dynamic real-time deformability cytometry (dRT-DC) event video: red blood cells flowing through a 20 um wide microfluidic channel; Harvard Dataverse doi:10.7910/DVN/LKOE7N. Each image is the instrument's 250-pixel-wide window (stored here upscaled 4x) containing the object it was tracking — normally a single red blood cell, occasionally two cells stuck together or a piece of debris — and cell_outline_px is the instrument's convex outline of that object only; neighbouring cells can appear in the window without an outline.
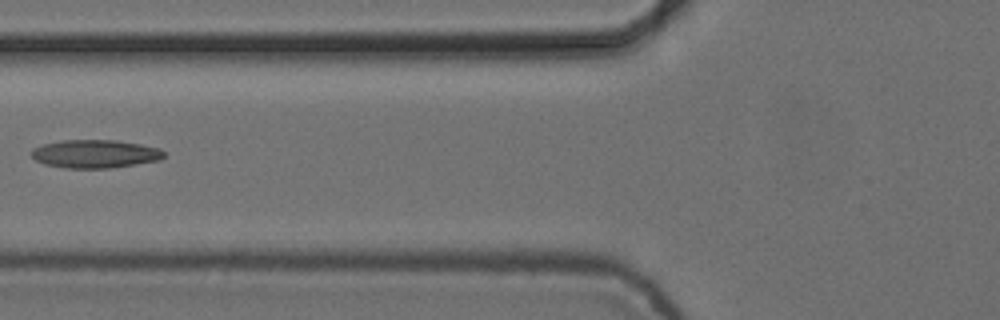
{"species": "common noctule bat (a hibernating species)", "species_latin": "Nyctalus noctula", "temperature_condition": "cold", "stored_images_in_passage": 5, "camera_frame_rate_fps": 3000, "um_per_image_px": 0.085, "animal": {"sex": "female", "body_mass_g": 24.6, "forearm_length_mm": 56.2}, "frame": {"image": 1, "passage_image": 4, "time_ms": 1.0, "image_size_px": [1000, 320], "cell_outline_px": [[164, 156], [160, 160], [112, 168], [64, 168], [44, 164], [36, 160], [32, 156], [32, 148], [44, 144], [64, 140], [116, 140], [140, 144], [160, 148], [164, 152]], "centroid_in_image_um": [8.09, 13.08], "position_along_channel_um": 117.7, "area_um2": 21.79}}
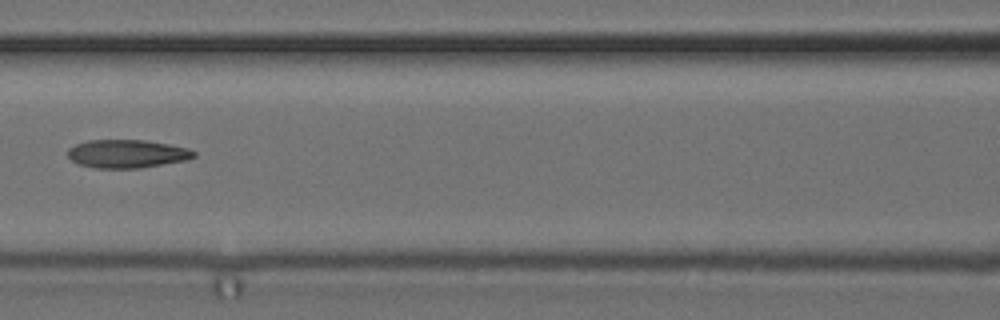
{"frame": {"image": 2, "passage_image": 5, "time_ms": 1.333, "image_size_px": [1000, 320], "cell_outline_px": [[196, 156], [188, 160], [140, 168], [96, 168], [80, 164], [72, 160], [68, 156], [68, 148], [76, 144], [88, 140], [144, 140], [168, 144], [188, 148], [196, 152]], "centroid_in_image_um": [10.82, 13.07], "position_along_channel_um": 155.8, "area_um2": 20.75}}